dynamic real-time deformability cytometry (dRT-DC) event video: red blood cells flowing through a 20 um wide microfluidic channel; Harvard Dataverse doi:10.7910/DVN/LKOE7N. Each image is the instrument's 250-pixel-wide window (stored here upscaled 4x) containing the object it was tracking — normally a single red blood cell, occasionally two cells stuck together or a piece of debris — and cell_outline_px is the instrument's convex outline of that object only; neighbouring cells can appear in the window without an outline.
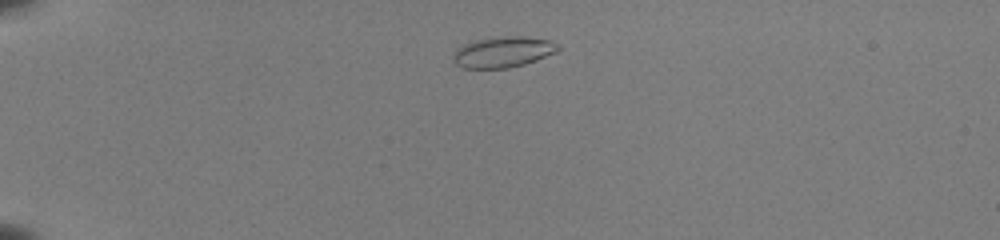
{"species": "common noctule bat (a hibernating species)", "species_latin": "Nyctalus noctula", "temperature_condition": "room temperature", "stored_images_in_passage": 43, "camera_frame_rate_fps": 3000, "um_per_image_px": 0.085, "animal": {"sex": "female", "body_mass_g": 22.0, "forearm_length_mm": 56.7}, "frame": {"image": 1, "passage_image": 5, "time_ms": 1.333, "image_size_px": [1000, 240], "cell_outline_px": [[560, 48], [556, 52], [536, 60], [524, 64], [508, 68], [464, 68], [456, 64], [452, 60], [452, 56], [456, 48], [464, 44], [476, 40], [504, 36], [516, 36], [552, 40], [560, 44]], "centroid_in_image_um": [42.76, 4.42], "position_along_channel_um": 42.2, "area_um2": 18.84}}
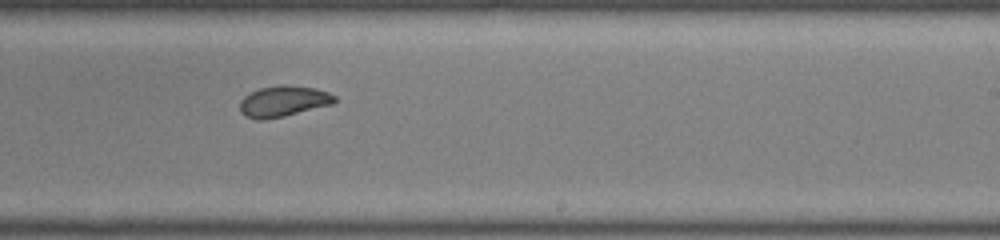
{"frame": {"image": 2, "passage_image": 26, "time_ms": 8.333, "image_size_px": [1000, 240], "cell_outline_px": [[336, 100], [332, 104], [284, 116], [264, 120], [256, 120], [244, 116], [240, 112], [240, 100], [244, 96], [260, 88], [284, 84], [316, 88], [328, 92], [336, 96]], "centroid_in_image_um": [24.07, 8.61], "position_along_channel_um": 264.9, "area_um2": 17.11}}
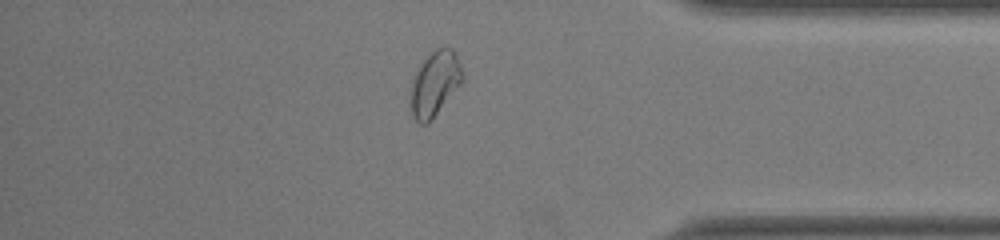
{"frame": {"image": 3, "passage_image": 37, "time_ms": 12.0, "image_size_px": [1000, 240], "cell_outline_px": [[464, 80], [428, 124], [420, 124], [412, 116], [412, 84], [420, 64], [436, 48], [452, 48], [464, 72]], "centroid_in_image_um": [37.0, 7.12], "position_along_channel_um": 398.2, "area_um2": 19.13}}